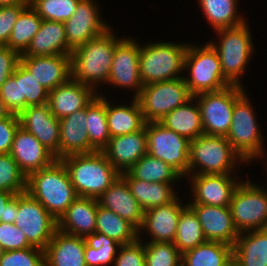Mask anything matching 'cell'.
Segmentation results:
<instances>
[{
    "label": "cell",
    "instance_id": "b9f144b4",
    "mask_svg": "<svg viewBox=\"0 0 267 266\" xmlns=\"http://www.w3.org/2000/svg\"><path fill=\"white\" fill-rule=\"evenodd\" d=\"M145 266H181L182 254L173 242L144 243Z\"/></svg>",
    "mask_w": 267,
    "mask_h": 266
},
{
    "label": "cell",
    "instance_id": "60d3db41",
    "mask_svg": "<svg viewBox=\"0 0 267 266\" xmlns=\"http://www.w3.org/2000/svg\"><path fill=\"white\" fill-rule=\"evenodd\" d=\"M20 113L28 106L47 103L49 91L19 63Z\"/></svg>",
    "mask_w": 267,
    "mask_h": 266
},
{
    "label": "cell",
    "instance_id": "f6af8a7d",
    "mask_svg": "<svg viewBox=\"0 0 267 266\" xmlns=\"http://www.w3.org/2000/svg\"><path fill=\"white\" fill-rule=\"evenodd\" d=\"M0 266H45L44 250L33 246L5 251L0 258Z\"/></svg>",
    "mask_w": 267,
    "mask_h": 266
},
{
    "label": "cell",
    "instance_id": "5bb4252c",
    "mask_svg": "<svg viewBox=\"0 0 267 266\" xmlns=\"http://www.w3.org/2000/svg\"><path fill=\"white\" fill-rule=\"evenodd\" d=\"M135 41L124 37L117 43L107 82L115 87L135 90L133 98H137L143 88L139 69L140 44Z\"/></svg>",
    "mask_w": 267,
    "mask_h": 266
},
{
    "label": "cell",
    "instance_id": "7c38bea8",
    "mask_svg": "<svg viewBox=\"0 0 267 266\" xmlns=\"http://www.w3.org/2000/svg\"><path fill=\"white\" fill-rule=\"evenodd\" d=\"M145 129L147 154L161 159L183 178L188 177L190 140L159 122H147Z\"/></svg>",
    "mask_w": 267,
    "mask_h": 266
},
{
    "label": "cell",
    "instance_id": "ee69618b",
    "mask_svg": "<svg viewBox=\"0 0 267 266\" xmlns=\"http://www.w3.org/2000/svg\"><path fill=\"white\" fill-rule=\"evenodd\" d=\"M26 175L9 153L0 154V190L13 194L26 191Z\"/></svg>",
    "mask_w": 267,
    "mask_h": 266
},
{
    "label": "cell",
    "instance_id": "d6a6232c",
    "mask_svg": "<svg viewBox=\"0 0 267 266\" xmlns=\"http://www.w3.org/2000/svg\"><path fill=\"white\" fill-rule=\"evenodd\" d=\"M233 261V246L206 241L182 254V266H228Z\"/></svg>",
    "mask_w": 267,
    "mask_h": 266
},
{
    "label": "cell",
    "instance_id": "6f0895ef",
    "mask_svg": "<svg viewBox=\"0 0 267 266\" xmlns=\"http://www.w3.org/2000/svg\"><path fill=\"white\" fill-rule=\"evenodd\" d=\"M228 266H237L233 261Z\"/></svg>",
    "mask_w": 267,
    "mask_h": 266
},
{
    "label": "cell",
    "instance_id": "d590c367",
    "mask_svg": "<svg viewBox=\"0 0 267 266\" xmlns=\"http://www.w3.org/2000/svg\"><path fill=\"white\" fill-rule=\"evenodd\" d=\"M126 173L131 178L152 183L174 184V181L183 178L173 167L149 154L142 156Z\"/></svg>",
    "mask_w": 267,
    "mask_h": 266
},
{
    "label": "cell",
    "instance_id": "74e56055",
    "mask_svg": "<svg viewBox=\"0 0 267 266\" xmlns=\"http://www.w3.org/2000/svg\"><path fill=\"white\" fill-rule=\"evenodd\" d=\"M201 224L198 216L194 210L187 205L182 211L177 223V231L174 240V245L178 248L179 252L191 250L198 245L206 242Z\"/></svg>",
    "mask_w": 267,
    "mask_h": 266
},
{
    "label": "cell",
    "instance_id": "11a10c76",
    "mask_svg": "<svg viewBox=\"0 0 267 266\" xmlns=\"http://www.w3.org/2000/svg\"><path fill=\"white\" fill-rule=\"evenodd\" d=\"M10 115V112L6 109L4 102L0 97V119L5 118Z\"/></svg>",
    "mask_w": 267,
    "mask_h": 266
},
{
    "label": "cell",
    "instance_id": "7402d4cb",
    "mask_svg": "<svg viewBox=\"0 0 267 266\" xmlns=\"http://www.w3.org/2000/svg\"><path fill=\"white\" fill-rule=\"evenodd\" d=\"M100 206L113 211L138 231L144 221V209L132 195L126 180L120 175L97 199Z\"/></svg>",
    "mask_w": 267,
    "mask_h": 266
},
{
    "label": "cell",
    "instance_id": "4316f807",
    "mask_svg": "<svg viewBox=\"0 0 267 266\" xmlns=\"http://www.w3.org/2000/svg\"><path fill=\"white\" fill-rule=\"evenodd\" d=\"M85 246L83 237L57 230L44 249L45 266H86Z\"/></svg>",
    "mask_w": 267,
    "mask_h": 266
},
{
    "label": "cell",
    "instance_id": "ab89813d",
    "mask_svg": "<svg viewBox=\"0 0 267 266\" xmlns=\"http://www.w3.org/2000/svg\"><path fill=\"white\" fill-rule=\"evenodd\" d=\"M42 18L30 6V4L21 12L14 24L8 46L22 55L30 45L33 37L38 32Z\"/></svg>",
    "mask_w": 267,
    "mask_h": 266
},
{
    "label": "cell",
    "instance_id": "6da1fadb",
    "mask_svg": "<svg viewBox=\"0 0 267 266\" xmlns=\"http://www.w3.org/2000/svg\"><path fill=\"white\" fill-rule=\"evenodd\" d=\"M112 27L71 53V77L95 92L100 83H106L114 57L115 46L121 40Z\"/></svg>",
    "mask_w": 267,
    "mask_h": 266
},
{
    "label": "cell",
    "instance_id": "8d00e7d4",
    "mask_svg": "<svg viewBox=\"0 0 267 266\" xmlns=\"http://www.w3.org/2000/svg\"><path fill=\"white\" fill-rule=\"evenodd\" d=\"M120 244L134 243L138 239V230L128 221L98 204L96 229Z\"/></svg>",
    "mask_w": 267,
    "mask_h": 266
},
{
    "label": "cell",
    "instance_id": "ba28073f",
    "mask_svg": "<svg viewBox=\"0 0 267 266\" xmlns=\"http://www.w3.org/2000/svg\"><path fill=\"white\" fill-rule=\"evenodd\" d=\"M246 94L244 90L235 99L232 122L226 138L245 163H250L255 158L262 159L265 148L256 112Z\"/></svg>",
    "mask_w": 267,
    "mask_h": 266
},
{
    "label": "cell",
    "instance_id": "603a6c76",
    "mask_svg": "<svg viewBox=\"0 0 267 266\" xmlns=\"http://www.w3.org/2000/svg\"><path fill=\"white\" fill-rule=\"evenodd\" d=\"M97 94L91 87L70 77L65 83L49 91L47 104L51 113L61 119L85 108Z\"/></svg>",
    "mask_w": 267,
    "mask_h": 266
},
{
    "label": "cell",
    "instance_id": "1f68e13d",
    "mask_svg": "<svg viewBox=\"0 0 267 266\" xmlns=\"http://www.w3.org/2000/svg\"><path fill=\"white\" fill-rule=\"evenodd\" d=\"M106 117L110 137L136 132L146 124L137 98H133L128 106H113L106 98Z\"/></svg>",
    "mask_w": 267,
    "mask_h": 266
},
{
    "label": "cell",
    "instance_id": "4dcf8cb0",
    "mask_svg": "<svg viewBox=\"0 0 267 266\" xmlns=\"http://www.w3.org/2000/svg\"><path fill=\"white\" fill-rule=\"evenodd\" d=\"M121 176L128 183L132 195L144 211L153 207L169 204L177 198L172 183L146 182L131 178L126 172L121 173Z\"/></svg>",
    "mask_w": 267,
    "mask_h": 266
},
{
    "label": "cell",
    "instance_id": "52a82bcc",
    "mask_svg": "<svg viewBox=\"0 0 267 266\" xmlns=\"http://www.w3.org/2000/svg\"><path fill=\"white\" fill-rule=\"evenodd\" d=\"M184 69L190 73L183 78L193 96L232 85L224 77L218 53L209 42L198 47L188 44Z\"/></svg>",
    "mask_w": 267,
    "mask_h": 266
},
{
    "label": "cell",
    "instance_id": "ac0fdd59",
    "mask_svg": "<svg viewBox=\"0 0 267 266\" xmlns=\"http://www.w3.org/2000/svg\"><path fill=\"white\" fill-rule=\"evenodd\" d=\"M198 216L207 241L234 246L239 232L234 226L230 207L188 204Z\"/></svg>",
    "mask_w": 267,
    "mask_h": 266
},
{
    "label": "cell",
    "instance_id": "f35d334b",
    "mask_svg": "<svg viewBox=\"0 0 267 266\" xmlns=\"http://www.w3.org/2000/svg\"><path fill=\"white\" fill-rule=\"evenodd\" d=\"M84 259L86 266H108L114 263L122 244L103 233L95 232L85 238Z\"/></svg>",
    "mask_w": 267,
    "mask_h": 266
},
{
    "label": "cell",
    "instance_id": "277c9868",
    "mask_svg": "<svg viewBox=\"0 0 267 266\" xmlns=\"http://www.w3.org/2000/svg\"><path fill=\"white\" fill-rule=\"evenodd\" d=\"M237 162L245 161L225 136L202 134L190 141L188 178L197 174H232Z\"/></svg>",
    "mask_w": 267,
    "mask_h": 266
},
{
    "label": "cell",
    "instance_id": "e0dca14e",
    "mask_svg": "<svg viewBox=\"0 0 267 266\" xmlns=\"http://www.w3.org/2000/svg\"><path fill=\"white\" fill-rule=\"evenodd\" d=\"M234 174L190 175L193 202L188 204L229 207L232 194L240 183L234 179Z\"/></svg>",
    "mask_w": 267,
    "mask_h": 266
},
{
    "label": "cell",
    "instance_id": "836d02e7",
    "mask_svg": "<svg viewBox=\"0 0 267 266\" xmlns=\"http://www.w3.org/2000/svg\"><path fill=\"white\" fill-rule=\"evenodd\" d=\"M97 94L86 106V129L90 146L102 151L109 143L110 132L106 117V97Z\"/></svg>",
    "mask_w": 267,
    "mask_h": 266
},
{
    "label": "cell",
    "instance_id": "7a4b0ae2",
    "mask_svg": "<svg viewBox=\"0 0 267 266\" xmlns=\"http://www.w3.org/2000/svg\"><path fill=\"white\" fill-rule=\"evenodd\" d=\"M26 192L39 201L58 221L78 197L61 159L27 176Z\"/></svg>",
    "mask_w": 267,
    "mask_h": 266
},
{
    "label": "cell",
    "instance_id": "8fae6325",
    "mask_svg": "<svg viewBox=\"0 0 267 266\" xmlns=\"http://www.w3.org/2000/svg\"><path fill=\"white\" fill-rule=\"evenodd\" d=\"M243 91V86L230 85L219 91L193 96L200 108L204 134L227 136L232 122L235 99Z\"/></svg>",
    "mask_w": 267,
    "mask_h": 266
},
{
    "label": "cell",
    "instance_id": "9a60e30c",
    "mask_svg": "<svg viewBox=\"0 0 267 266\" xmlns=\"http://www.w3.org/2000/svg\"><path fill=\"white\" fill-rule=\"evenodd\" d=\"M93 0H80L75 12L64 22L68 47L73 51L110 28L102 20Z\"/></svg>",
    "mask_w": 267,
    "mask_h": 266
},
{
    "label": "cell",
    "instance_id": "7dc6e473",
    "mask_svg": "<svg viewBox=\"0 0 267 266\" xmlns=\"http://www.w3.org/2000/svg\"><path fill=\"white\" fill-rule=\"evenodd\" d=\"M0 245L4 251L33 247L25 234L14 223L0 222Z\"/></svg>",
    "mask_w": 267,
    "mask_h": 266
},
{
    "label": "cell",
    "instance_id": "4fadbf2b",
    "mask_svg": "<svg viewBox=\"0 0 267 266\" xmlns=\"http://www.w3.org/2000/svg\"><path fill=\"white\" fill-rule=\"evenodd\" d=\"M14 224L32 246L42 250L58 230V221L26 191L18 194V214Z\"/></svg>",
    "mask_w": 267,
    "mask_h": 266
},
{
    "label": "cell",
    "instance_id": "f5cc1de1",
    "mask_svg": "<svg viewBox=\"0 0 267 266\" xmlns=\"http://www.w3.org/2000/svg\"><path fill=\"white\" fill-rule=\"evenodd\" d=\"M18 214V194L0 190V222L14 223Z\"/></svg>",
    "mask_w": 267,
    "mask_h": 266
},
{
    "label": "cell",
    "instance_id": "7bdbcfd3",
    "mask_svg": "<svg viewBox=\"0 0 267 266\" xmlns=\"http://www.w3.org/2000/svg\"><path fill=\"white\" fill-rule=\"evenodd\" d=\"M80 0H29L42 20L65 22L75 12Z\"/></svg>",
    "mask_w": 267,
    "mask_h": 266
},
{
    "label": "cell",
    "instance_id": "d4e9b609",
    "mask_svg": "<svg viewBox=\"0 0 267 266\" xmlns=\"http://www.w3.org/2000/svg\"><path fill=\"white\" fill-rule=\"evenodd\" d=\"M59 159L73 154L93 153L86 129V107L59 119Z\"/></svg>",
    "mask_w": 267,
    "mask_h": 266
},
{
    "label": "cell",
    "instance_id": "cb8c5ba5",
    "mask_svg": "<svg viewBox=\"0 0 267 266\" xmlns=\"http://www.w3.org/2000/svg\"><path fill=\"white\" fill-rule=\"evenodd\" d=\"M177 197L173 202L153 207L145 211L144 221L140 230H146L151 236V240L147 242H174L177 223L181 211L188 205L180 203Z\"/></svg>",
    "mask_w": 267,
    "mask_h": 266
},
{
    "label": "cell",
    "instance_id": "f546056e",
    "mask_svg": "<svg viewBox=\"0 0 267 266\" xmlns=\"http://www.w3.org/2000/svg\"><path fill=\"white\" fill-rule=\"evenodd\" d=\"M194 101L195 104H193ZM158 122L190 141L204 134L200 108L194 97L172 110Z\"/></svg>",
    "mask_w": 267,
    "mask_h": 266
},
{
    "label": "cell",
    "instance_id": "bcb514c9",
    "mask_svg": "<svg viewBox=\"0 0 267 266\" xmlns=\"http://www.w3.org/2000/svg\"><path fill=\"white\" fill-rule=\"evenodd\" d=\"M140 236L141 234H138V239L134 243L120 246L114 266H145V249Z\"/></svg>",
    "mask_w": 267,
    "mask_h": 266
},
{
    "label": "cell",
    "instance_id": "44dd1931",
    "mask_svg": "<svg viewBox=\"0 0 267 266\" xmlns=\"http://www.w3.org/2000/svg\"><path fill=\"white\" fill-rule=\"evenodd\" d=\"M102 152L120 174L127 172L142 156L147 154L145 126L133 133L111 137Z\"/></svg>",
    "mask_w": 267,
    "mask_h": 266
},
{
    "label": "cell",
    "instance_id": "8992f818",
    "mask_svg": "<svg viewBox=\"0 0 267 266\" xmlns=\"http://www.w3.org/2000/svg\"><path fill=\"white\" fill-rule=\"evenodd\" d=\"M219 43H209L217 51L224 77L232 84L243 86L241 76L246 72L249 59L254 52L251 32L246 22L243 24L215 30ZM221 39V40H220Z\"/></svg>",
    "mask_w": 267,
    "mask_h": 266
},
{
    "label": "cell",
    "instance_id": "30bf717a",
    "mask_svg": "<svg viewBox=\"0 0 267 266\" xmlns=\"http://www.w3.org/2000/svg\"><path fill=\"white\" fill-rule=\"evenodd\" d=\"M193 95L184 78L155 82L143 86L137 100L145 122H158L175 108L187 103Z\"/></svg>",
    "mask_w": 267,
    "mask_h": 266
},
{
    "label": "cell",
    "instance_id": "83f0119b",
    "mask_svg": "<svg viewBox=\"0 0 267 266\" xmlns=\"http://www.w3.org/2000/svg\"><path fill=\"white\" fill-rule=\"evenodd\" d=\"M68 47L64 22L42 20L38 32L22 55L51 56L71 55Z\"/></svg>",
    "mask_w": 267,
    "mask_h": 266
},
{
    "label": "cell",
    "instance_id": "d6986e66",
    "mask_svg": "<svg viewBox=\"0 0 267 266\" xmlns=\"http://www.w3.org/2000/svg\"><path fill=\"white\" fill-rule=\"evenodd\" d=\"M9 154L26 177L34 171L49 166L55 160L54 155L21 126L15 132Z\"/></svg>",
    "mask_w": 267,
    "mask_h": 266
},
{
    "label": "cell",
    "instance_id": "3957f363",
    "mask_svg": "<svg viewBox=\"0 0 267 266\" xmlns=\"http://www.w3.org/2000/svg\"><path fill=\"white\" fill-rule=\"evenodd\" d=\"M61 160L80 197L98 199L121 175L102 151L68 155Z\"/></svg>",
    "mask_w": 267,
    "mask_h": 266
},
{
    "label": "cell",
    "instance_id": "2e32d148",
    "mask_svg": "<svg viewBox=\"0 0 267 266\" xmlns=\"http://www.w3.org/2000/svg\"><path fill=\"white\" fill-rule=\"evenodd\" d=\"M20 126L33 134L55 157L59 159V119L47 103L26 107L19 115Z\"/></svg>",
    "mask_w": 267,
    "mask_h": 266
},
{
    "label": "cell",
    "instance_id": "816d5d0a",
    "mask_svg": "<svg viewBox=\"0 0 267 266\" xmlns=\"http://www.w3.org/2000/svg\"><path fill=\"white\" fill-rule=\"evenodd\" d=\"M20 54L8 46L0 45V87L13 75L20 63Z\"/></svg>",
    "mask_w": 267,
    "mask_h": 266
},
{
    "label": "cell",
    "instance_id": "5b68a950",
    "mask_svg": "<svg viewBox=\"0 0 267 266\" xmlns=\"http://www.w3.org/2000/svg\"><path fill=\"white\" fill-rule=\"evenodd\" d=\"M188 44L153 42L140 45L139 69L143 86L181 78ZM179 74V75H178Z\"/></svg>",
    "mask_w": 267,
    "mask_h": 266
},
{
    "label": "cell",
    "instance_id": "e575fe53",
    "mask_svg": "<svg viewBox=\"0 0 267 266\" xmlns=\"http://www.w3.org/2000/svg\"><path fill=\"white\" fill-rule=\"evenodd\" d=\"M213 30L236 27L247 20L238 14V0H198Z\"/></svg>",
    "mask_w": 267,
    "mask_h": 266
},
{
    "label": "cell",
    "instance_id": "f1b7e54d",
    "mask_svg": "<svg viewBox=\"0 0 267 266\" xmlns=\"http://www.w3.org/2000/svg\"><path fill=\"white\" fill-rule=\"evenodd\" d=\"M233 262L237 266H267V229L239 233Z\"/></svg>",
    "mask_w": 267,
    "mask_h": 266
},
{
    "label": "cell",
    "instance_id": "db71d44e",
    "mask_svg": "<svg viewBox=\"0 0 267 266\" xmlns=\"http://www.w3.org/2000/svg\"><path fill=\"white\" fill-rule=\"evenodd\" d=\"M25 0H0V7L13 6L16 4L23 3Z\"/></svg>",
    "mask_w": 267,
    "mask_h": 266
},
{
    "label": "cell",
    "instance_id": "484cf974",
    "mask_svg": "<svg viewBox=\"0 0 267 266\" xmlns=\"http://www.w3.org/2000/svg\"><path fill=\"white\" fill-rule=\"evenodd\" d=\"M98 200L78 196L58 220V230L85 238L95 233Z\"/></svg>",
    "mask_w": 267,
    "mask_h": 266
},
{
    "label": "cell",
    "instance_id": "f907efd6",
    "mask_svg": "<svg viewBox=\"0 0 267 266\" xmlns=\"http://www.w3.org/2000/svg\"><path fill=\"white\" fill-rule=\"evenodd\" d=\"M20 126L17 114L0 119V154L10 152L16 130Z\"/></svg>",
    "mask_w": 267,
    "mask_h": 266
},
{
    "label": "cell",
    "instance_id": "c3c4849f",
    "mask_svg": "<svg viewBox=\"0 0 267 266\" xmlns=\"http://www.w3.org/2000/svg\"><path fill=\"white\" fill-rule=\"evenodd\" d=\"M0 97L10 114H20L19 64L0 87Z\"/></svg>",
    "mask_w": 267,
    "mask_h": 266
},
{
    "label": "cell",
    "instance_id": "9f6ffc18",
    "mask_svg": "<svg viewBox=\"0 0 267 266\" xmlns=\"http://www.w3.org/2000/svg\"><path fill=\"white\" fill-rule=\"evenodd\" d=\"M4 249L2 248V246L0 245V258L3 256V253H4Z\"/></svg>",
    "mask_w": 267,
    "mask_h": 266
},
{
    "label": "cell",
    "instance_id": "ffe728a7",
    "mask_svg": "<svg viewBox=\"0 0 267 266\" xmlns=\"http://www.w3.org/2000/svg\"><path fill=\"white\" fill-rule=\"evenodd\" d=\"M20 63L48 91L71 77V55H21Z\"/></svg>",
    "mask_w": 267,
    "mask_h": 266
},
{
    "label": "cell",
    "instance_id": "681fc988",
    "mask_svg": "<svg viewBox=\"0 0 267 266\" xmlns=\"http://www.w3.org/2000/svg\"><path fill=\"white\" fill-rule=\"evenodd\" d=\"M29 5V0L13 6L0 7V45L6 46L10 39L14 24L21 12Z\"/></svg>",
    "mask_w": 267,
    "mask_h": 266
},
{
    "label": "cell",
    "instance_id": "9c48e42d",
    "mask_svg": "<svg viewBox=\"0 0 267 266\" xmlns=\"http://www.w3.org/2000/svg\"><path fill=\"white\" fill-rule=\"evenodd\" d=\"M230 210L239 233L267 229V188L240 181L234 190Z\"/></svg>",
    "mask_w": 267,
    "mask_h": 266
}]
</instances>
